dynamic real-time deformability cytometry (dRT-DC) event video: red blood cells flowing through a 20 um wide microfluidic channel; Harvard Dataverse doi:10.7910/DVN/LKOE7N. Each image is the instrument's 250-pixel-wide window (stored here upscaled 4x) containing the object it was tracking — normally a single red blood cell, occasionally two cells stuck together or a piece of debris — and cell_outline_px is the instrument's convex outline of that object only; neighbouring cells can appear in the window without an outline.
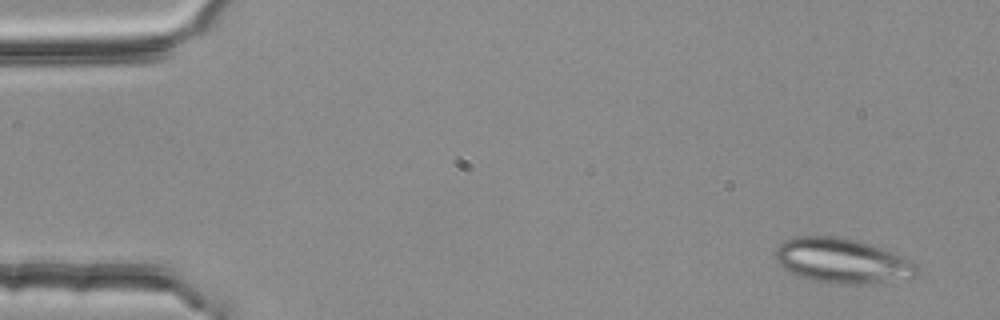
{"species": "common noctule bat (a hibernating species)", "species_latin": "Nyctalus noctula", "temperature_condition": "room temperature", "stored_images_in_passage": 4, "camera_frame_rate_fps": 3000, "um_per_image_px": 0.085, "animal": {"sex": "female", "body_mass_g": 25.1}, "frame": {"image": 1, "passage_image": 1, "time_ms": 0.0, "image_size_px": [1000, 320], "cell_outline_px": [[920, 276], [908, 280], [848, 284], [840, 284], [816, 280], [800, 276], [784, 268], [776, 260], [776, 248], [784, 240], [796, 236], [836, 236], [856, 240], [892, 252], [916, 264]], "centroid_in_image_um": [71.62, 22.17], "position_along_channel_um": 13.4, "area_um2": 36.65}}
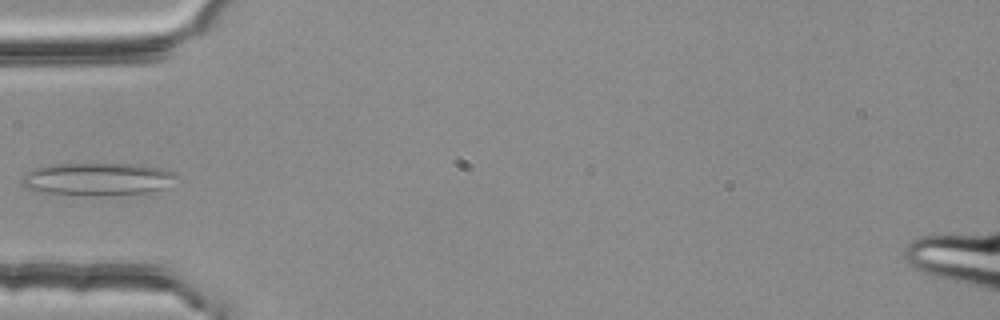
{"frame": {"image": 2, "passage_image": 4, "time_ms": 1.0, "image_size_px": [1000, 320], "cell_outline_px": [[180, 176], [160, 188], [148, 192], [100, 196], [92, 196], [40, 192], [24, 188], [20, 184], [20, 180], [32, 168], [48, 164], [144, 164], [160, 168], [172, 172]], "centroid_in_image_um": [8.2, 15.22], "position_along_channel_um": 76.8, "area_um2": 29.59}}